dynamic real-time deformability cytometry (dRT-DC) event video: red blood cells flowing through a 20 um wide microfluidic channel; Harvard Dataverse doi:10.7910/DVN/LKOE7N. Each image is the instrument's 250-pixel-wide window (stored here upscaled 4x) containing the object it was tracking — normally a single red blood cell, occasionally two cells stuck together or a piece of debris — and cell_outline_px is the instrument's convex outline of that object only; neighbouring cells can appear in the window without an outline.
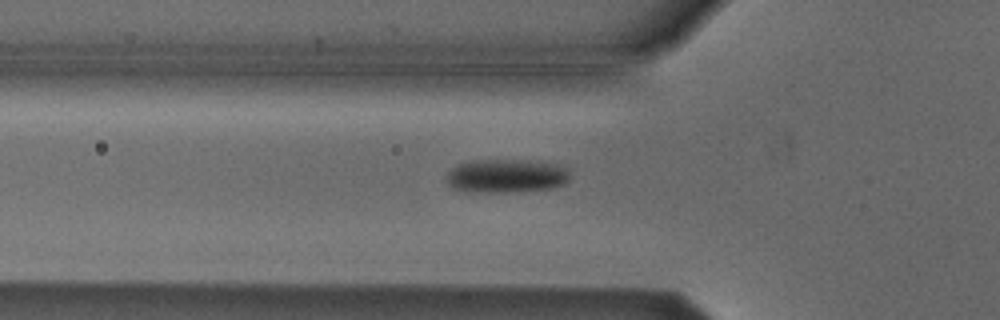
{"species": "Egyptian fruit bat (a non-hibernating species)", "species_latin": "Rousettus aegyptiacus", "temperature_condition": "cold", "stored_images_in_passage": 34, "camera_frame_rate_fps": 3000, "um_per_image_px": 0.085, "animal": {"sex": "male"}, "frame": {"image": 1, "passage_image": 2, "time_ms": 0.333, "image_size_px": [1000, 320], "cell_outline_px": [[568, 180], [564, 184], [552, 188], [512, 192], [488, 192], [456, 188], [448, 184], [448, 172], [452, 168], [460, 164], [472, 160], [540, 160], [556, 164], [568, 168]], "centroid_in_image_um": [43.12, 14.93], "position_along_channel_um": 82.7, "area_um2": 23.99}}
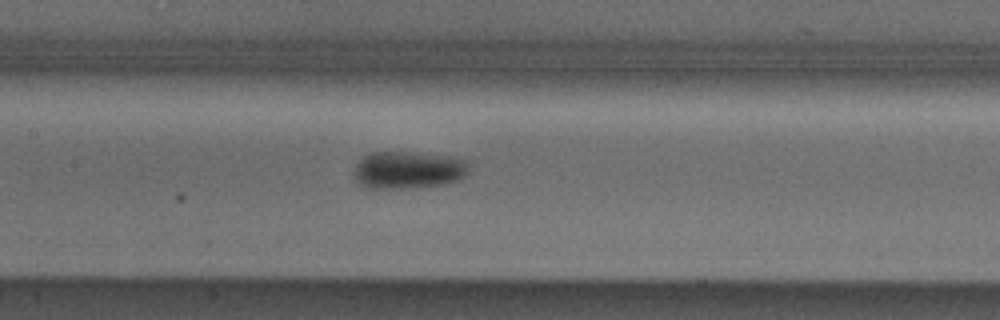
{"frame": {"image": 2, "passage_image": 9, "time_ms": 2.667, "image_size_px": [1000, 320], "cell_outline_px": [[472, 164], [468, 172], [460, 180], [444, 184], [404, 188], [364, 188], [352, 176], [352, 172], [356, 164], [364, 156], [372, 152], [404, 152], [452, 156], [468, 160]], "centroid_in_image_um": [34.72, 14.44], "position_along_channel_um": 172.7, "area_um2": 25.43}}
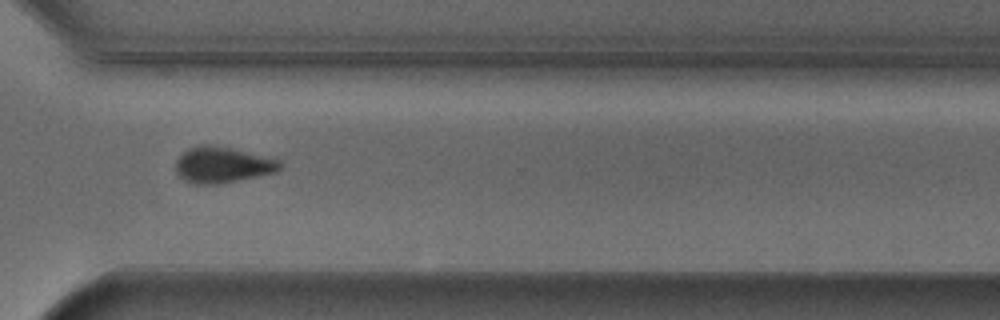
{"frame": {"image": 3, "passage_image": 23, "time_ms": 7.333, "image_size_px": [1000, 320], "cell_outline_px": [[280, 168], [276, 172], [220, 184], [196, 184], [184, 180], [176, 172], [176, 160], [188, 148], [200, 144], [212, 144], [232, 148], [280, 160]], "centroid_in_image_um": [18.88, 14.0], "position_along_channel_um": 351.7, "area_um2": 21.79}, "authors_computed_cell_mechanics": {"area_um2": 23.8714, "velocity_mm_per_s": 3.8405, "shape_relaxation_time_tau1_ms": 6.6861, "shape_relaxation_time_tau2_ms": null, "deformation_change_tau1": 0.1223, "deformation_change_tau2": null}}